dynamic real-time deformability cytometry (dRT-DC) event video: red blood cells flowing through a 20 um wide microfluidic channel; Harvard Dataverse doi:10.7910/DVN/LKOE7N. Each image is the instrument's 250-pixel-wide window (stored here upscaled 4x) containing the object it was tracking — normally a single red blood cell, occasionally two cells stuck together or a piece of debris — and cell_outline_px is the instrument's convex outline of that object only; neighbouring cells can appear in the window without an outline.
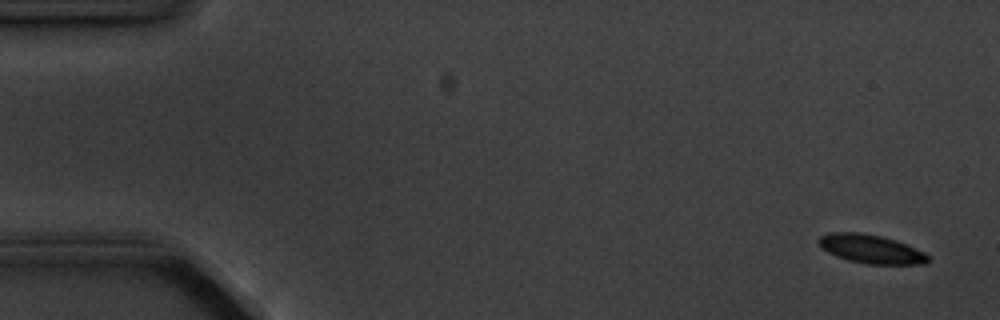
{"species": "common noctule bat (a hibernating species)", "species_latin": "Nyctalus noctula", "temperature_condition": "cold", "stored_images_in_passage": 5, "camera_frame_rate_fps": 3000, "um_per_image_px": 0.085, "animal": {"sex": "male", "body_mass_g": 20.1, "forearm_length_mm": 53.5}, "frame": {"image": 1, "passage_image": 1, "time_ms": 0.0, "image_size_px": [1000, 320], "cell_outline_px": [[928, 260], [924, 264], [864, 264], [848, 260], [836, 256], [820, 248], [816, 240], [820, 236], [832, 232], [860, 232], [880, 236], [896, 240], [916, 248], [924, 252], [928, 256]], "centroid_in_image_um": [73.99, 21.16], "position_along_channel_um": 11.0, "area_um2": 18.38}}
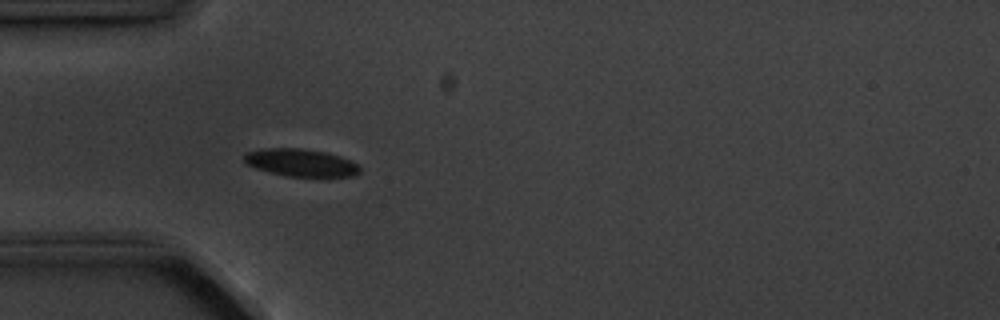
{"frame": {"image": 2, "passage_image": 5, "time_ms": 4.667, "image_size_px": [1000, 320], "cell_outline_px": [[360, 172], [352, 176], [328, 180], [284, 176], [268, 172], [256, 168], [248, 164], [244, 160], [244, 156], [248, 152], [264, 148], [300, 148], [324, 152], [340, 156], [356, 164], [360, 168]], "centroid_in_image_um": [25.64, 13.89], "position_along_channel_um": 59.4, "area_um2": 19.25}}